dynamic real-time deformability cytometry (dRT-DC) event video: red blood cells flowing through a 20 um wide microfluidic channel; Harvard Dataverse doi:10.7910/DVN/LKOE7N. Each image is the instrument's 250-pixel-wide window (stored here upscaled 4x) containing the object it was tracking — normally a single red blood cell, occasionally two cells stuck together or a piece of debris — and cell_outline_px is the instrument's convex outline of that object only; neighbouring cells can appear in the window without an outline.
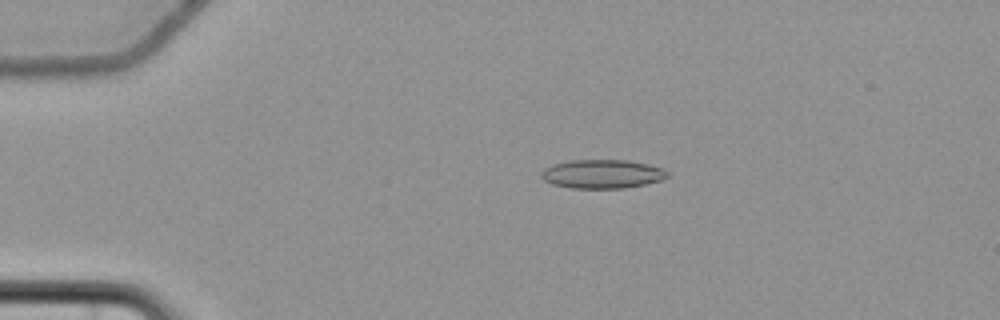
{"species": "common noctule bat (a hibernating species)", "species_latin": "Nyctalus noctula", "temperature_condition": "cold", "stored_images_in_passage": 5, "camera_frame_rate_fps": 3000, "um_per_image_px": 0.085, "animal": {"sex": "female", "body_mass_g": 22.7, "forearm_length_mm": 54.2}, "frame": {"image": 1, "passage_image": 2, "time_ms": 1.333, "image_size_px": [1000, 320], "cell_outline_px": [[668, 176], [664, 180], [624, 188], [572, 188], [552, 184], [544, 180], [540, 176], [540, 172], [544, 168], [552, 164], [568, 160], [628, 160], [648, 164], [664, 168], [668, 172]], "centroid_in_image_um": [51.19, 14.78], "position_along_channel_um": 33.8, "area_um2": 21.39}}
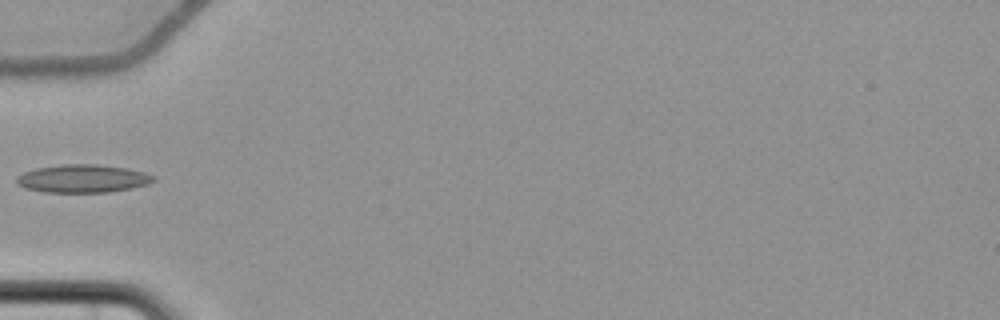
{"frame": {"image": 2, "passage_image": 4, "time_ms": 4.0, "image_size_px": [1000, 320], "cell_outline_px": [[156, 180], [148, 184], [132, 188], [108, 192], [44, 192], [24, 188], [16, 184], [16, 176], [24, 172], [36, 168], [64, 164], [96, 164], [128, 168], [144, 172], [156, 176]], "centroid_in_image_um": [7.04, 15.18], "position_along_channel_um": 78.0, "area_um2": 22.54}}
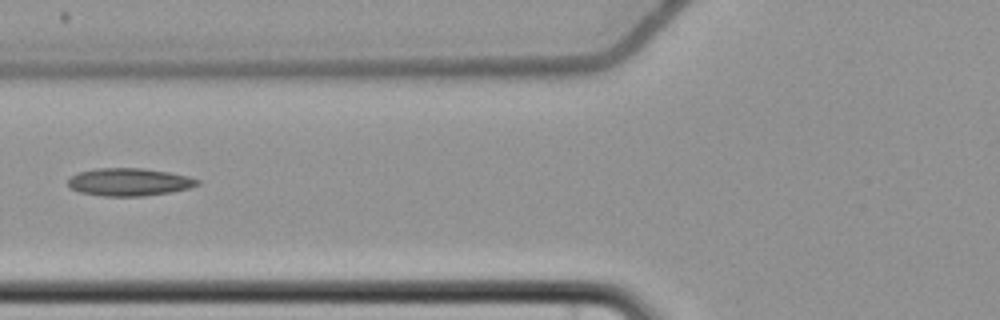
{"frame": {"image": 3, "passage_image": 5, "time_ms": 5.0, "image_size_px": [1000, 320], "cell_outline_px": [[200, 184], [192, 188], [144, 196], [104, 196], [80, 192], [72, 188], [68, 184], [68, 180], [72, 176], [80, 172], [96, 168], [144, 168], [168, 172], [188, 176], [200, 180]], "centroid_in_image_um": [11.02, 15.47], "position_along_channel_um": 114.8, "area_um2": 20.81}}